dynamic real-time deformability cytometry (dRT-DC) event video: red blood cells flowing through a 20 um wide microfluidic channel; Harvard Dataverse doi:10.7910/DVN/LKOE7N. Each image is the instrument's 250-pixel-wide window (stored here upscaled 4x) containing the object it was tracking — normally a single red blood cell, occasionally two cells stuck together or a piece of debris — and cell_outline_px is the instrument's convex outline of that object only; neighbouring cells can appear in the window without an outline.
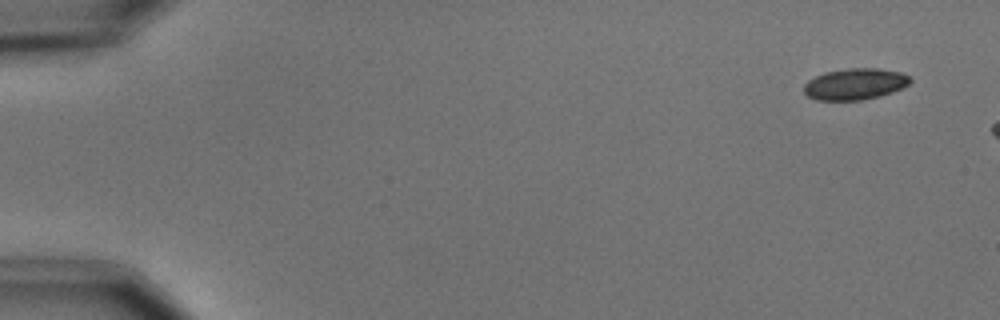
{"species": "common noctule bat (a hibernating species)", "species_latin": "Nyctalus noctula", "temperature_condition": "cold", "stored_images_in_passage": 3, "camera_frame_rate_fps": 3000, "um_per_image_px": 0.085, "animal": {"sex": "male", "body_mass_g": 15.6}, "frame": {"image": 1, "passage_image": 1, "time_ms": 0.0, "image_size_px": [1000, 320], "cell_outline_px": [[912, 80], [908, 84], [892, 92], [880, 96], [860, 100], [816, 100], [808, 96], [804, 92], [804, 84], [808, 80], [824, 72], [848, 68], [876, 68], [900, 72], [908, 76]], "centroid_in_image_um": [72.65, 7.14], "position_along_channel_um": 12.4, "area_um2": 19.31}}